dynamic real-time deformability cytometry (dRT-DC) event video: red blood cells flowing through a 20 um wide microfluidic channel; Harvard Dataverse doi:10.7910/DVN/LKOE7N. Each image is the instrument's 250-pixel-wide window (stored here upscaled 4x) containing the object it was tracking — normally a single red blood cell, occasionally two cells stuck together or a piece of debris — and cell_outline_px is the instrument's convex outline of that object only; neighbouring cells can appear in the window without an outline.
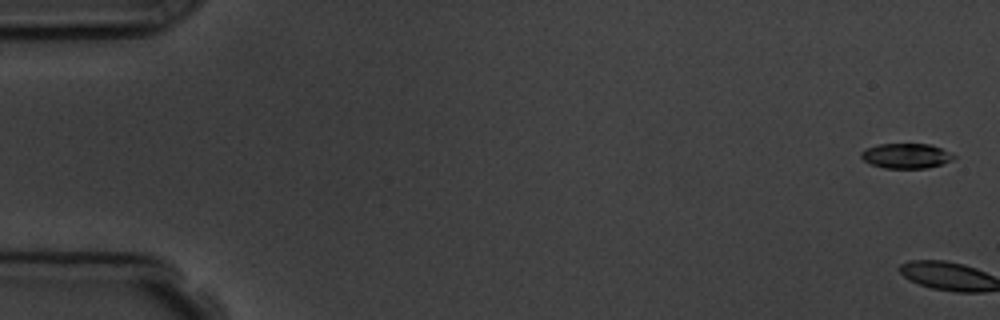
{"species": "common noctule bat (a hibernating species)", "species_latin": "Nyctalus noctula", "temperature_condition": "room temperature", "stored_images_in_passage": 5, "camera_frame_rate_fps": 3000, "um_per_image_px": 0.085, "animal": {"sex": "male", "body_mass_g": 19.5, "forearm_length_mm": 54.6}, "frame": {"image": 1, "passage_image": 1, "time_ms": 0.0, "image_size_px": [1000, 320], "cell_outline_px": [[956, 156], [952, 160], [928, 168], [884, 168], [872, 164], [864, 160], [860, 156], [860, 152], [868, 148], [880, 144], [932, 144]], "centroid_in_image_um": [77.02, 13.25], "position_along_channel_um": 8.0, "area_um2": 13.29}}